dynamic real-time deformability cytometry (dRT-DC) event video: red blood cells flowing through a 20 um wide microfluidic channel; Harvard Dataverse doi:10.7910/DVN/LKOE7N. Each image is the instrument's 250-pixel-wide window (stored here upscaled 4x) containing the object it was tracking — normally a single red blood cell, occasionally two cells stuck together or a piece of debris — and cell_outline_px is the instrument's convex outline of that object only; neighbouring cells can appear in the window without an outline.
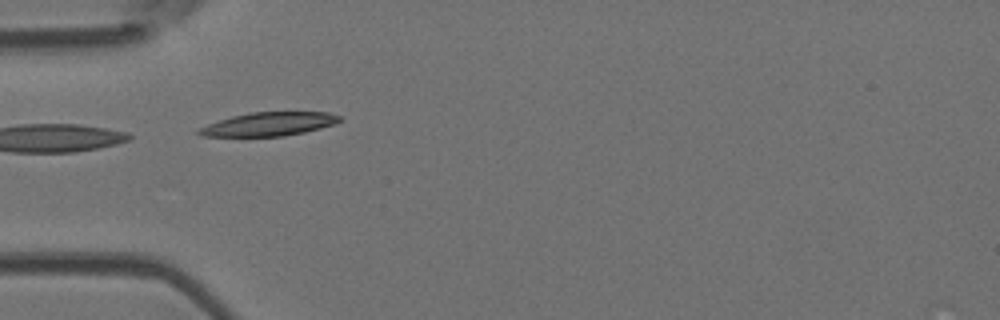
{"species": "Egyptian fruit bat (a non-hibernating species)", "species_latin": "Rousettus aegyptiacus", "temperature_condition": "room temperature", "stored_images_in_passage": 6, "camera_frame_rate_fps": 3000, "um_per_image_px": 0.085, "animal": {"sex": "female"}, "frame": {"image": 1, "passage_image": 5, "time_ms": 4.667, "image_size_px": [1000, 320], "cell_outline_px": [[344, 120], [336, 124], [304, 132], [284, 136], [200, 136], [196, 132], [200, 128], [208, 124], [232, 116], [252, 112], [328, 112], [340, 116]], "centroid_in_image_um": [22.91, 10.54], "position_along_channel_um": 62.1, "area_um2": 19.31}}